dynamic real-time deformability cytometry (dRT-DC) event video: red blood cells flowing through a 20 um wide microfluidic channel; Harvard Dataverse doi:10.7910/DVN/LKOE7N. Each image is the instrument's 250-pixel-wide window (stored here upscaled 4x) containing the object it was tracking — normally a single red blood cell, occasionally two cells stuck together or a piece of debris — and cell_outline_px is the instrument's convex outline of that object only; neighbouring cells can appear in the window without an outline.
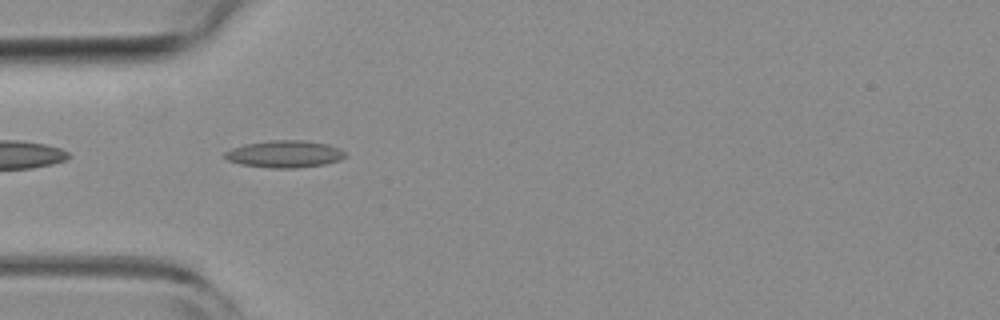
{"species": "common noctule bat (a hibernating species)", "species_latin": "Nyctalus noctula", "temperature_condition": "room temperature", "stored_images_in_passage": 40, "camera_frame_rate_fps": 3000, "um_per_image_px": 0.085, "animal": {"sex": "female", "body_mass_g": 19.3, "forearm_length_mm": 54.1}, "frame": {"image": 1, "passage_image": 2, "time_ms": 0.333, "image_size_px": [1000, 320], "cell_outline_px": [[348, 156], [340, 160], [324, 164], [296, 168], [272, 168], [240, 164], [228, 160], [224, 156], [224, 152], [232, 148], [244, 144], [268, 140], [304, 140], [328, 144], [340, 148]], "centroid_in_image_um": [24.21, 13.08], "position_along_channel_um": 60.8, "area_um2": 19.13}}
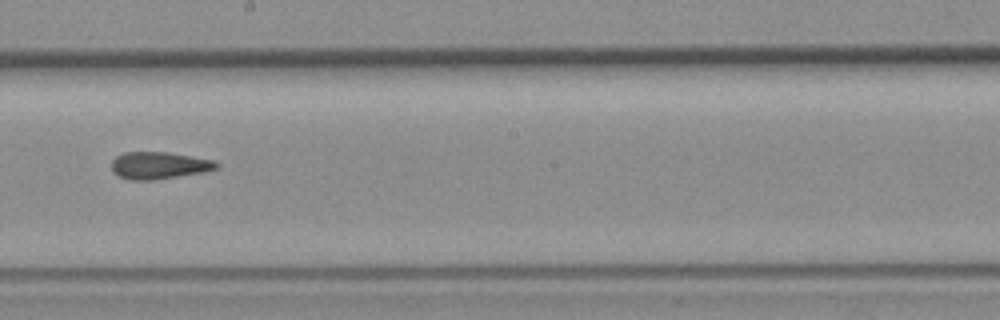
{"frame": {"image": 2, "passage_image": 16, "time_ms": 5.0, "image_size_px": [1000, 320], "cell_outline_px": [[220, 164], [216, 168], [204, 172], [152, 180], [132, 180], [120, 176], [112, 172], [112, 160], [116, 156], [124, 152], [168, 152], [216, 160]], "centroid_in_image_um": [13.53, 14.05], "position_along_channel_um": 234.7, "area_um2": 16.59}}
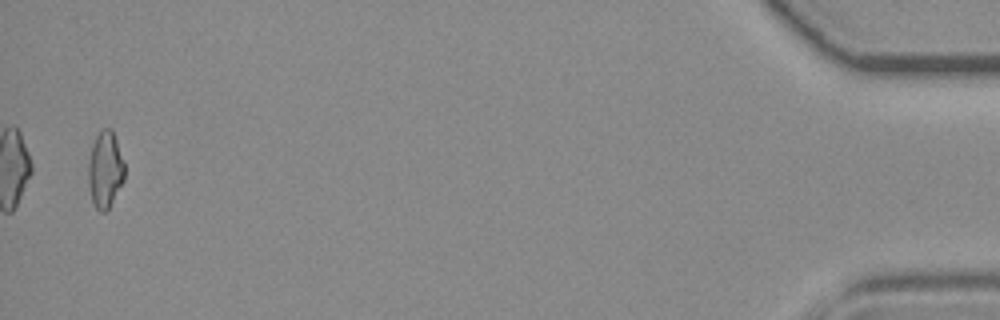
{"frame": {"image": 3, "passage_image": 39, "time_ms": 12.667, "image_size_px": [1000, 320], "cell_outline_px": [[124, 180], [108, 208], [104, 212], [100, 212], [96, 208], [92, 200], [88, 184], [88, 164], [92, 144], [96, 136], [104, 128], [112, 128], [124, 160]], "centroid_in_image_um": [8.94, 14.4], "position_along_channel_um": 426.3, "area_um2": 16.13}, "authors_computed_cell_mechanics": {"area_um2": 16.5019, "velocity_mm_per_s": 3.7548, "shape_relaxation_time_tau1_ms": null, "shape_relaxation_time_tau2_ms": 4.548, "deformation_change_tau1": null, "deformation_change_tau2": 0.1422}}